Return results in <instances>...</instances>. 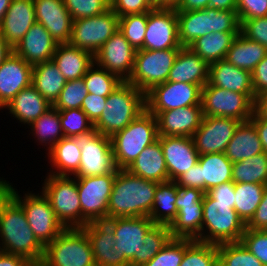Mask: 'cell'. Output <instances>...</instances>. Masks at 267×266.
<instances>
[{
  "label": "cell",
  "instance_id": "7a4b0ae2",
  "mask_svg": "<svg viewBox=\"0 0 267 266\" xmlns=\"http://www.w3.org/2000/svg\"><path fill=\"white\" fill-rule=\"evenodd\" d=\"M0 251L26 258L35 266L43 260L37 240L21 205L0 185Z\"/></svg>",
  "mask_w": 267,
  "mask_h": 266
},
{
  "label": "cell",
  "instance_id": "7bdbcfd3",
  "mask_svg": "<svg viewBox=\"0 0 267 266\" xmlns=\"http://www.w3.org/2000/svg\"><path fill=\"white\" fill-rule=\"evenodd\" d=\"M180 266H218V245L185 238Z\"/></svg>",
  "mask_w": 267,
  "mask_h": 266
},
{
  "label": "cell",
  "instance_id": "52a82bcc",
  "mask_svg": "<svg viewBox=\"0 0 267 266\" xmlns=\"http://www.w3.org/2000/svg\"><path fill=\"white\" fill-rule=\"evenodd\" d=\"M178 19V40L182 47H188L197 38L211 32H240L237 11L218 10L207 7L196 11H176Z\"/></svg>",
  "mask_w": 267,
  "mask_h": 266
},
{
  "label": "cell",
  "instance_id": "e0dca14e",
  "mask_svg": "<svg viewBox=\"0 0 267 266\" xmlns=\"http://www.w3.org/2000/svg\"><path fill=\"white\" fill-rule=\"evenodd\" d=\"M204 192L191 187H179L175 206L177 216L169 226L172 238L195 240L201 233Z\"/></svg>",
  "mask_w": 267,
  "mask_h": 266
},
{
  "label": "cell",
  "instance_id": "cb8c5ba5",
  "mask_svg": "<svg viewBox=\"0 0 267 266\" xmlns=\"http://www.w3.org/2000/svg\"><path fill=\"white\" fill-rule=\"evenodd\" d=\"M82 229L89 239L96 266H129L114 247V232L105 221L89 222Z\"/></svg>",
  "mask_w": 267,
  "mask_h": 266
},
{
  "label": "cell",
  "instance_id": "1f68e13d",
  "mask_svg": "<svg viewBox=\"0 0 267 266\" xmlns=\"http://www.w3.org/2000/svg\"><path fill=\"white\" fill-rule=\"evenodd\" d=\"M126 170L131 174L157 183L169 181L160 141L157 140L147 146Z\"/></svg>",
  "mask_w": 267,
  "mask_h": 266
},
{
  "label": "cell",
  "instance_id": "5b68a950",
  "mask_svg": "<svg viewBox=\"0 0 267 266\" xmlns=\"http://www.w3.org/2000/svg\"><path fill=\"white\" fill-rule=\"evenodd\" d=\"M158 137L157 119L145 109L123 130L110 137L117 169H127Z\"/></svg>",
  "mask_w": 267,
  "mask_h": 266
},
{
  "label": "cell",
  "instance_id": "d6a6232c",
  "mask_svg": "<svg viewBox=\"0 0 267 266\" xmlns=\"http://www.w3.org/2000/svg\"><path fill=\"white\" fill-rule=\"evenodd\" d=\"M262 152L264 151L255 125L248 120L240 122L224 153L232 163H235Z\"/></svg>",
  "mask_w": 267,
  "mask_h": 266
},
{
  "label": "cell",
  "instance_id": "6125c7cd",
  "mask_svg": "<svg viewBox=\"0 0 267 266\" xmlns=\"http://www.w3.org/2000/svg\"><path fill=\"white\" fill-rule=\"evenodd\" d=\"M250 121L255 125L263 151L267 154V120H262L255 112H253Z\"/></svg>",
  "mask_w": 267,
  "mask_h": 266
},
{
  "label": "cell",
  "instance_id": "484cf974",
  "mask_svg": "<svg viewBox=\"0 0 267 266\" xmlns=\"http://www.w3.org/2000/svg\"><path fill=\"white\" fill-rule=\"evenodd\" d=\"M159 136L193 137L203 119L202 106H187L160 112L157 116Z\"/></svg>",
  "mask_w": 267,
  "mask_h": 266
},
{
  "label": "cell",
  "instance_id": "4316f807",
  "mask_svg": "<svg viewBox=\"0 0 267 266\" xmlns=\"http://www.w3.org/2000/svg\"><path fill=\"white\" fill-rule=\"evenodd\" d=\"M35 22L33 0H11L2 20L0 33L14 49Z\"/></svg>",
  "mask_w": 267,
  "mask_h": 266
},
{
  "label": "cell",
  "instance_id": "4fadbf2b",
  "mask_svg": "<svg viewBox=\"0 0 267 266\" xmlns=\"http://www.w3.org/2000/svg\"><path fill=\"white\" fill-rule=\"evenodd\" d=\"M116 173L76 177L82 213V228L89 222L108 219V202Z\"/></svg>",
  "mask_w": 267,
  "mask_h": 266
},
{
  "label": "cell",
  "instance_id": "7dc6e473",
  "mask_svg": "<svg viewBox=\"0 0 267 266\" xmlns=\"http://www.w3.org/2000/svg\"><path fill=\"white\" fill-rule=\"evenodd\" d=\"M87 94L83 77L67 81L53 107L57 110L81 108Z\"/></svg>",
  "mask_w": 267,
  "mask_h": 266
},
{
  "label": "cell",
  "instance_id": "94428289",
  "mask_svg": "<svg viewBox=\"0 0 267 266\" xmlns=\"http://www.w3.org/2000/svg\"><path fill=\"white\" fill-rule=\"evenodd\" d=\"M235 183L233 181L220 184L213 187L207 193L217 202L232 203V208L235 205Z\"/></svg>",
  "mask_w": 267,
  "mask_h": 266
},
{
  "label": "cell",
  "instance_id": "74e56055",
  "mask_svg": "<svg viewBox=\"0 0 267 266\" xmlns=\"http://www.w3.org/2000/svg\"><path fill=\"white\" fill-rule=\"evenodd\" d=\"M179 187L175 181L158 183L149 218L158 225L170 226L177 216L175 202Z\"/></svg>",
  "mask_w": 267,
  "mask_h": 266
},
{
  "label": "cell",
  "instance_id": "d6986e66",
  "mask_svg": "<svg viewBox=\"0 0 267 266\" xmlns=\"http://www.w3.org/2000/svg\"><path fill=\"white\" fill-rule=\"evenodd\" d=\"M136 50L117 30L95 53L94 63L127 81L132 74Z\"/></svg>",
  "mask_w": 267,
  "mask_h": 266
},
{
  "label": "cell",
  "instance_id": "2644e50d",
  "mask_svg": "<svg viewBox=\"0 0 267 266\" xmlns=\"http://www.w3.org/2000/svg\"><path fill=\"white\" fill-rule=\"evenodd\" d=\"M180 0H162V7H175Z\"/></svg>",
  "mask_w": 267,
  "mask_h": 266
},
{
  "label": "cell",
  "instance_id": "680465c9",
  "mask_svg": "<svg viewBox=\"0 0 267 266\" xmlns=\"http://www.w3.org/2000/svg\"><path fill=\"white\" fill-rule=\"evenodd\" d=\"M254 96L267 93V55L251 72Z\"/></svg>",
  "mask_w": 267,
  "mask_h": 266
},
{
  "label": "cell",
  "instance_id": "60d3db41",
  "mask_svg": "<svg viewBox=\"0 0 267 266\" xmlns=\"http://www.w3.org/2000/svg\"><path fill=\"white\" fill-rule=\"evenodd\" d=\"M234 183H255L267 185V154L262 152L243 161L233 163Z\"/></svg>",
  "mask_w": 267,
  "mask_h": 266
},
{
  "label": "cell",
  "instance_id": "6da1fadb",
  "mask_svg": "<svg viewBox=\"0 0 267 266\" xmlns=\"http://www.w3.org/2000/svg\"><path fill=\"white\" fill-rule=\"evenodd\" d=\"M115 248L129 266L149 262L172 238L169 226L155 224L148 216L111 218Z\"/></svg>",
  "mask_w": 267,
  "mask_h": 266
},
{
  "label": "cell",
  "instance_id": "f5cc1de1",
  "mask_svg": "<svg viewBox=\"0 0 267 266\" xmlns=\"http://www.w3.org/2000/svg\"><path fill=\"white\" fill-rule=\"evenodd\" d=\"M240 33L267 48V16L244 20L240 26Z\"/></svg>",
  "mask_w": 267,
  "mask_h": 266
},
{
  "label": "cell",
  "instance_id": "ab89813d",
  "mask_svg": "<svg viewBox=\"0 0 267 266\" xmlns=\"http://www.w3.org/2000/svg\"><path fill=\"white\" fill-rule=\"evenodd\" d=\"M27 127L31 129L32 136L36 138L38 145L47 147V152L64 136L60 122V112L53 106L42 114L37 120H34Z\"/></svg>",
  "mask_w": 267,
  "mask_h": 266
},
{
  "label": "cell",
  "instance_id": "a7ac6f4b",
  "mask_svg": "<svg viewBox=\"0 0 267 266\" xmlns=\"http://www.w3.org/2000/svg\"><path fill=\"white\" fill-rule=\"evenodd\" d=\"M13 52V49L7 44L0 33V65Z\"/></svg>",
  "mask_w": 267,
  "mask_h": 266
},
{
  "label": "cell",
  "instance_id": "e575fe53",
  "mask_svg": "<svg viewBox=\"0 0 267 266\" xmlns=\"http://www.w3.org/2000/svg\"><path fill=\"white\" fill-rule=\"evenodd\" d=\"M66 82L67 80L52 60L33 66L31 85L52 106L57 101Z\"/></svg>",
  "mask_w": 267,
  "mask_h": 266
},
{
  "label": "cell",
  "instance_id": "f907efd6",
  "mask_svg": "<svg viewBox=\"0 0 267 266\" xmlns=\"http://www.w3.org/2000/svg\"><path fill=\"white\" fill-rule=\"evenodd\" d=\"M72 19L93 17L110 8V0H63Z\"/></svg>",
  "mask_w": 267,
  "mask_h": 266
},
{
  "label": "cell",
  "instance_id": "5bb4252c",
  "mask_svg": "<svg viewBox=\"0 0 267 266\" xmlns=\"http://www.w3.org/2000/svg\"><path fill=\"white\" fill-rule=\"evenodd\" d=\"M203 116L226 117L240 122L250 120L254 102L243 93L205 85L201 91Z\"/></svg>",
  "mask_w": 267,
  "mask_h": 266
},
{
  "label": "cell",
  "instance_id": "8d00e7d4",
  "mask_svg": "<svg viewBox=\"0 0 267 266\" xmlns=\"http://www.w3.org/2000/svg\"><path fill=\"white\" fill-rule=\"evenodd\" d=\"M266 55L265 46L239 33L226 53L225 60L240 69L252 72Z\"/></svg>",
  "mask_w": 267,
  "mask_h": 266
},
{
  "label": "cell",
  "instance_id": "89a4df30",
  "mask_svg": "<svg viewBox=\"0 0 267 266\" xmlns=\"http://www.w3.org/2000/svg\"><path fill=\"white\" fill-rule=\"evenodd\" d=\"M11 0H0V26L6 11L10 6Z\"/></svg>",
  "mask_w": 267,
  "mask_h": 266
},
{
  "label": "cell",
  "instance_id": "9c48e42d",
  "mask_svg": "<svg viewBox=\"0 0 267 266\" xmlns=\"http://www.w3.org/2000/svg\"><path fill=\"white\" fill-rule=\"evenodd\" d=\"M39 266H96L85 231L82 228H65L44 247Z\"/></svg>",
  "mask_w": 267,
  "mask_h": 266
},
{
  "label": "cell",
  "instance_id": "ffe728a7",
  "mask_svg": "<svg viewBox=\"0 0 267 266\" xmlns=\"http://www.w3.org/2000/svg\"><path fill=\"white\" fill-rule=\"evenodd\" d=\"M240 121L226 117L203 116L193 140L200 155L224 153Z\"/></svg>",
  "mask_w": 267,
  "mask_h": 266
},
{
  "label": "cell",
  "instance_id": "ba28073f",
  "mask_svg": "<svg viewBox=\"0 0 267 266\" xmlns=\"http://www.w3.org/2000/svg\"><path fill=\"white\" fill-rule=\"evenodd\" d=\"M2 178L0 185L21 205L37 240L44 247L51 243L65 228L56 218L48 199L42 192L35 194L33 191H26L22 197L12 183Z\"/></svg>",
  "mask_w": 267,
  "mask_h": 266
},
{
  "label": "cell",
  "instance_id": "83f0119b",
  "mask_svg": "<svg viewBox=\"0 0 267 266\" xmlns=\"http://www.w3.org/2000/svg\"><path fill=\"white\" fill-rule=\"evenodd\" d=\"M207 85L243 93L255 101L251 72L240 69L225 59L209 65Z\"/></svg>",
  "mask_w": 267,
  "mask_h": 266
},
{
  "label": "cell",
  "instance_id": "7c38bea8",
  "mask_svg": "<svg viewBox=\"0 0 267 266\" xmlns=\"http://www.w3.org/2000/svg\"><path fill=\"white\" fill-rule=\"evenodd\" d=\"M81 149V160L74 177H91L117 172L111 138L100 134L95 128L72 137Z\"/></svg>",
  "mask_w": 267,
  "mask_h": 266
},
{
  "label": "cell",
  "instance_id": "d4e9b609",
  "mask_svg": "<svg viewBox=\"0 0 267 266\" xmlns=\"http://www.w3.org/2000/svg\"><path fill=\"white\" fill-rule=\"evenodd\" d=\"M57 43L45 27L35 22L13 49L25 62L34 66L52 60Z\"/></svg>",
  "mask_w": 267,
  "mask_h": 266
},
{
  "label": "cell",
  "instance_id": "836d02e7",
  "mask_svg": "<svg viewBox=\"0 0 267 266\" xmlns=\"http://www.w3.org/2000/svg\"><path fill=\"white\" fill-rule=\"evenodd\" d=\"M50 172L57 176H73L80 167L81 149L72 137H63L47 153Z\"/></svg>",
  "mask_w": 267,
  "mask_h": 266
},
{
  "label": "cell",
  "instance_id": "816d5d0a",
  "mask_svg": "<svg viewBox=\"0 0 267 266\" xmlns=\"http://www.w3.org/2000/svg\"><path fill=\"white\" fill-rule=\"evenodd\" d=\"M240 242L264 266H267V230H250L246 228Z\"/></svg>",
  "mask_w": 267,
  "mask_h": 266
},
{
  "label": "cell",
  "instance_id": "4dcf8cb0",
  "mask_svg": "<svg viewBox=\"0 0 267 266\" xmlns=\"http://www.w3.org/2000/svg\"><path fill=\"white\" fill-rule=\"evenodd\" d=\"M52 107L32 86L21 90L4 108L19 123L29 125Z\"/></svg>",
  "mask_w": 267,
  "mask_h": 266
},
{
  "label": "cell",
  "instance_id": "c3c4849f",
  "mask_svg": "<svg viewBox=\"0 0 267 266\" xmlns=\"http://www.w3.org/2000/svg\"><path fill=\"white\" fill-rule=\"evenodd\" d=\"M62 131L65 137H76L94 128L93 122L81 108L59 110Z\"/></svg>",
  "mask_w": 267,
  "mask_h": 266
},
{
  "label": "cell",
  "instance_id": "bcb514c9",
  "mask_svg": "<svg viewBox=\"0 0 267 266\" xmlns=\"http://www.w3.org/2000/svg\"><path fill=\"white\" fill-rule=\"evenodd\" d=\"M147 13L119 17V31L135 50L144 49Z\"/></svg>",
  "mask_w": 267,
  "mask_h": 266
},
{
  "label": "cell",
  "instance_id": "b9f144b4",
  "mask_svg": "<svg viewBox=\"0 0 267 266\" xmlns=\"http://www.w3.org/2000/svg\"><path fill=\"white\" fill-rule=\"evenodd\" d=\"M264 184L235 183V205L238 216L247 224L262 201Z\"/></svg>",
  "mask_w": 267,
  "mask_h": 266
},
{
  "label": "cell",
  "instance_id": "6f0895ef",
  "mask_svg": "<svg viewBox=\"0 0 267 266\" xmlns=\"http://www.w3.org/2000/svg\"><path fill=\"white\" fill-rule=\"evenodd\" d=\"M175 182L178 187L196 188L205 193V182L202 180L201 165L199 162L179 176Z\"/></svg>",
  "mask_w": 267,
  "mask_h": 266
},
{
  "label": "cell",
  "instance_id": "7402d4cb",
  "mask_svg": "<svg viewBox=\"0 0 267 266\" xmlns=\"http://www.w3.org/2000/svg\"><path fill=\"white\" fill-rule=\"evenodd\" d=\"M35 19L50 33L57 44L69 43L73 19L63 0H33Z\"/></svg>",
  "mask_w": 267,
  "mask_h": 266
},
{
  "label": "cell",
  "instance_id": "8992f818",
  "mask_svg": "<svg viewBox=\"0 0 267 266\" xmlns=\"http://www.w3.org/2000/svg\"><path fill=\"white\" fill-rule=\"evenodd\" d=\"M202 203V230L195 240L214 245L240 242L246 224L232 208V203L217 202L207 192Z\"/></svg>",
  "mask_w": 267,
  "mask_h": 266
},
{
  "label": "cell",
  "instance_id": "9f6ffc18",
  "mask_svg": "<svg viewBox=\"0 0 267 266\" xmlns=\"http://www.w3.org/2000/svg\"><path fill=\"white\" fill-rule=\"evenodd\" d=\"M107 97L97 96L88 93L84 98L81 109L93 122V124L100 118L104 107H106Z\"/></svg>",
  "mask_w": 267,
  "mask_h": 266
},
{
  "label": "cell",
  "instance_id": "d590c367",
  "mask_svg": "<svg viewBox=\"0 0 267 266\" xmlns=\"http://www.w3.org/2000/svg\"><path fill=\"white\" fill-rule=\"evenodd\" d=\"M240 32H211L197 38L188 47L209 65L225 59L234 39Z\"/></svg>",
  "mask_w": 267,
  "mask_h": 266
},
{
  "label": "cell",
  "instance_id": "30bf717a",
  "mask_svg": "<svg viewBox=\"0 0 267 266\" xmlns=\"http://www.w3.org/2000/svg\"><path fill=\"white\" fill-rule=\"evenodd\" d=\"M41 192L48 199L64 228H82V213L76 177L47 174Z\"/></svg>",
  "mask_w": 267,
  "mask_h": 266
},
{
  "label": "cell",
  "instance_id": "91938a15",
  "mask_svg": "<svg viewBox=\"0 0 267 266\" xmlns=\"http://www.w3.org/2000/svg\"><path fill=\"white\" fill-rule=\"evenodd\" d=\"M250 230H267V185L264 188L262 201L258 205L254 216L246 224Z\"/></svg>",
  "mask_w": 267,
  "mask_h": 266
},
{
  "label": "cell",
  "instance_id": "03108f58",
  "mask_svg": "<svg viewBox=\"0 0 267 266\" xmlns=\"http://www.w3.org/2000/svg\"><path fill=\"white\" fill-rule=\"evenodd\" d=\"M254 112L262 120H267V93H263L255 97Z\"/></svg>",
  "mask_w": 267,
  "mask_h": 266
},
{
  "label": "cell",
  "instance_id": "f35d334b",
  "mask_svg": "<svg viewBox=\"0 0 267 266\" xmlns=\"http://www.w3.org/2000/svg\"><path fill=\"white\" fill-rule=\"evenodd\" d=\"M205 193L215 186L232 181L233 163L225 153L203 154L199 156Z\"/></svg>",
  "mask_w": 267,
  "mask_h": 266
},
{
  "label": "cell",
  "instance_id": "44dd1931",
  "mask_svg": "<svg viewBox=\"0 0 267 266\" xmlns=\"http://www.w3.org/2000/svg\"><path fill=\"white\" fill-rule=\"evenodd\" d=\"M158 140L163 149L170 181H175L198 163L200 154L193 137L159 136Z\"/></svg>",
  "mask_w": 267,
  "mask_h": 266
},
{
  "label": "cell",
  "instance_id": "003e7915",
  "mask_svg": "<svg viewBox=\"0 0 267 266\" xmlns=\"http://www.w3.org/2000/svg\"><path fill=\"white\" fill-rule=\"evenodd\" d=\"M209 7L218 10L236 11V0H209Z\"/></svg>",
  "mask_w": 267,
  "mask_h": 266
},
{
  "label": "cell",
  "instance_id": "be15d7a7",
  "mask_svg": "<svg viewBox=\"0 0 267 266\" xmlns=\"http://www.w3.org/2000/svg\"><path fill=\"white\" fill-rule=\"evenodd\" d=\"M0 266H35L24 257L0 251Z\"/></svg>",
  "mask_w": 267,
  "mask_h": 266
},
{
  "label": "cell",
  "instance_id": "277c9868",
  "mask_svg": "<svg viewBox=\"0 0 267 266\" xmlns=\"http://www.w3.org/2000/svg\"><path fill=\"white\" fill-rule=\"evenodd\" d=\"M145 109V94L127 81H123L107 96L106 107L94 123V128L100 134L111 137L123 130Z\"/></svg>",
  "mask_w": 267,
  "mask_h": 266
},
{
  "label": "cell",
  "instance_id": "f1b7e54d",
  "mask_svg": "<svg viewBox=\"0 0 267 266\" xmlns=\"http://www.w3.org/2000/svg\"><path fill=\"white\" fill-rule=\"evenodd\" d=\"M209 64L189 47H182L169 72L167 81L190 83L203 88L208 83Z\"/></svg>",
  "mask_w": 267,
  "mask_h": 266
},
{
  "label": "cell",
  "instance_id": "f546056e",
  "mask_svg": "<svg viewBox=\"0 0 267 266\" xmlns=\"http://www.w3.org/2000/svg\"><path fill=\"white\" fill-rule=\"evenodd\" d=\"M52 61L67 81L82 78L94 64V55L69 43L57 44Z\"/></svg>",
  "mask_w": 267,
  "mask_h": 266
},
{
  "label": "cell",
  "instance_id": "ee69618b",
  "mask_svg": "<svg viewBox=\"0 0 267 266\" xmlns=\"http://www.w3.org/2000/svg\"><path fill=\"white\" fill-rule=\"evenodd\" d=\"M83 80L88 93L103 97H107L123 82L117 75L95 63L83 76Z\"/></svg>",
  "mask_w": 267,
  "mask_h": 266
},
{
  "label": "cell",
  "instance_id": "3957f363",
  "mask_svg": "<svg viewBox=\"0 0 267 266\" xmlns=\"http://www.w3.org/2000/svg\"><path fill=\"white\" fill-rule=\"evenodd\" d=\"M157 182L118 169L108 202V219L149 216Z\"/></svg>",
  "mask_w": 267,
  "mask_h": 266
},
{
  "label": "cell",
  "instance_id": "f6af8a7d",
  "mask_svg": "<svg viewBox=\"0 0 267 266\" xmlns=\"http://www.w3.org/2000/svg\"><path fill=\"white\" fill-rule=\"evenodd\" d=\"M218 266H264L241 242L218 245Z\"/></svg>",
  "mask_w": 267,
  "mask_h": 266
},
{
  "label": "cell",
  "instance_id": "e7e4bbea",
  "mask_svg": "<svg viewBox=\"0 0 267 266\" xmlns=\"http://www.w3.org/2000/svg\"><path fill=\"white\" fill-rule=\"evenodd\" d=\"M209 7V0H180L174 7L176 11H196Z\"/></svg>",
  "mask_w": 267,
  "mask_h": 266
},
{
  "label": "cell",
  "instance_id": "db71d44e",
  "mask_svg": "<svg viewBox=\"0 0 267 266\" xmlns=\"http://www.w3.org/2000/svg\"><path fill=\"white\" fill-rule=\"evenodd\" d=\"M240 24L246 19L267 16V0H236Z\"/></svg>",
  "mask_w": 267,
  "mask_h": 266
},
{
  "label": "cell",
  "instance_id": "2e32d148",
  "mask_svg": "<svg viewBox=\"0 0 267 266\" xmlns=\"http://www.w3.org/2000/svg\"><path fill=\"white\" fill-rule=\"evenodd\" d=\"M201 91L196 84L166 81L145 94L146 109L156 117L167 110L201 106Z\"/></svg>",
  "mask_w": 267,
  "mask_h": 266
},
{
  "label": "cell",
  "instance_id": "8c879c8a",
  "mask_svg": "<svg viewBox=\"0 0 267 266\" xmlns=\"http://www.w3.org/2000/svg\"><path fill=\"white\" fill-rule=\"evenodd\" d=\"M148 2L155 7H162V0H148Z\"/></svg>",
  "mask_w": 267,
  "mask_h": 266
},
{
  "label": "cell",
  "instance_id": "9a60e30c",
  "mask_svg": "<svg viewBox=\"0 0 267 266\" xmlns=\"http://www.w3.org/2000/svg\"><path fill=\"white\" fill-rule=\"evenodd\" d=\"M119 30V17L109 8L102 14L73 20L69 44L93 55Z\"/></svg>",
  "mask_w": 267,
  "mask_h": 266
},
{
  "label": "cell",
  "instance_id": "681fc988",
  "mask_svg": "<svg viewBox=\"0 0 267 266\" xmlns=\"http://www.w3.org/2000/svg\"><path fill=\"white\" fill-rule=\"evenodd\" d=\"M185 252V238H171L169 242L142 266H180Z\"/></svg>",
  "mask_w": 267,
  "mask_h": 266
},
{
  "label": "cell",
  "instance_id": "ac0fdd59",
  "mask_svg": "<svg viewBox=\"0 0 267 266\" xmlns=\"http://www.w3.org/2000/svg\"><path fill=\"white\" fill-rule=\"evenodd\" d=\"M182 48L178 40V19L174 7H155L147 12L144 49Z\"/></svg>",
  "mask_w": 267,
  "mask_h": 266
},
{
  "label": "cell",
  "instance_id": "603a6c76",
  "mask_svg": "<svg viewBox=\"0 0 267 266\" xmlns=\"http://www.w3.org/2000/svg\"><path fill=\"white\" fill-rule=\"evenodd\" d=\"M33 66L12 52L0 65V110L31 85Z\"/></svg>",
  "mask_w": 267,
  "mask_h": 266
},
{
  "label": "cell",
  "instance_id": "8fae6325",
  "mask_svg": "<svg viewBox=\"0 0 267 266\" xmlns=\"http://www.w3.org/2000/svg\"><path fill=\"white\" fill-rule=\"evenodd\" d=\"M180 49L136 50L133 71L127 82L144 94L166 82Z\"/></svg>",
  "mask_w": 267,
  "mask_h": 266
},
{
  "label": "cell",
  "instance_id": "11a10c76",
  "mask_svg": "<svg viewBox=\"0 0 267 266\" xmlns=\"http://www.w3.org/2000/svg\"><path fill=\"white\" fill-rule=\"evenodd\" d=\"M110 8L118 17H122L129 14L147 13L154 7L148 0H110Z\"/></svg>",
  "mask_w": 267,
  "mask_h": 266
}]
</instances>
